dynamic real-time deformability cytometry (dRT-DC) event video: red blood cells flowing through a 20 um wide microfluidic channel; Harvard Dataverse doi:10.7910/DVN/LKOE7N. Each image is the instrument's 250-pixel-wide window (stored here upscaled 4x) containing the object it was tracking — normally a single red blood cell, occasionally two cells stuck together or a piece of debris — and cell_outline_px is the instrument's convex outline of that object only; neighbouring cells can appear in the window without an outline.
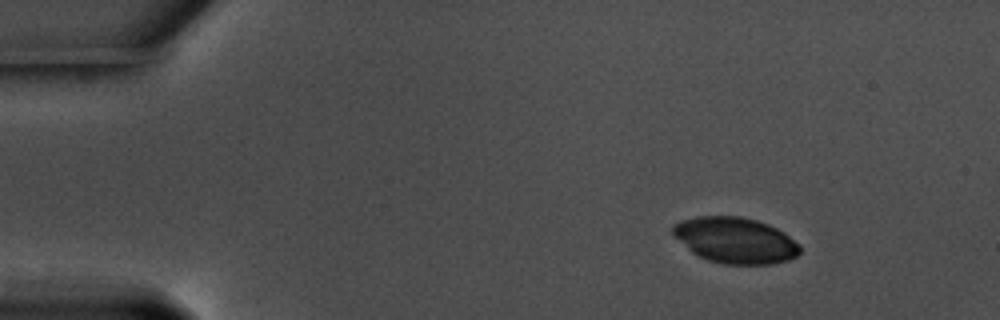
{"species": "common noctule bat (a hibernating species)", "species_latin": "Nyctalus noctula", "temperature_condition": "warm", "stored_images_in_passage": 51, "camera_frame_rate_fps": 3000, "um_per_image_px": 0.085, "animal": {"sex": "male", "body_mass_g": 17.5, "forearm_length_mm": 52.3}, "frame": {"image": 1, "passage_image": 1, "time_ms": 0.0, "image_size_px": [1000, 320], "cell_outline_px": [[800, 252], [796, 256], [788, 260], [772, 264], [724, 264], [708, 260], [692, 252], [672, 232], [672, 228], [680, 220], [696, 216], [740, 216], [756, 220], [768, 224], [784, 232], [800, 244]], "centroid_in_image_um": [62.53, 20.42], "position_along_channel_um": 22.5, "area_um2": 33.81}}
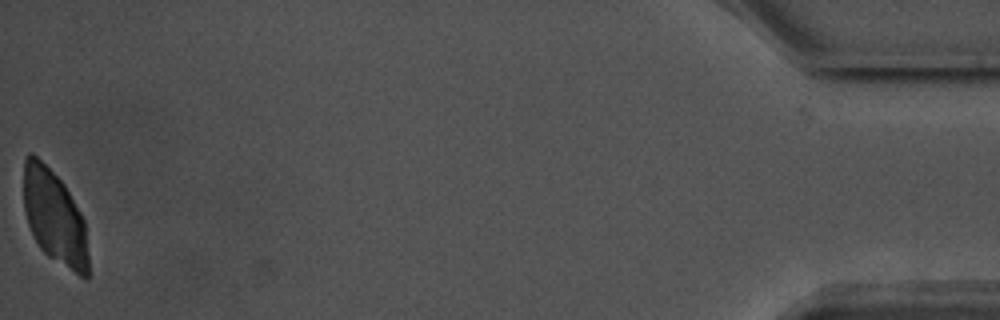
{"frame": {"image": 2, "passage_image": 51, "time_ms": 16.667, "image_size_px": [1000, 320], "cell_outline_px": [[88, 280], [84, 280], [48, 256], [40, 248], [28, 224], [24, 212], [24, 160], [28, 152], [32, 152], [64, 184], [80, 212], [84, 220], [88, 252]], "centroid_in_image_um": [4.64, 18.5], "position_along_channel_um": 430.6, "area_um2": 35.43}}